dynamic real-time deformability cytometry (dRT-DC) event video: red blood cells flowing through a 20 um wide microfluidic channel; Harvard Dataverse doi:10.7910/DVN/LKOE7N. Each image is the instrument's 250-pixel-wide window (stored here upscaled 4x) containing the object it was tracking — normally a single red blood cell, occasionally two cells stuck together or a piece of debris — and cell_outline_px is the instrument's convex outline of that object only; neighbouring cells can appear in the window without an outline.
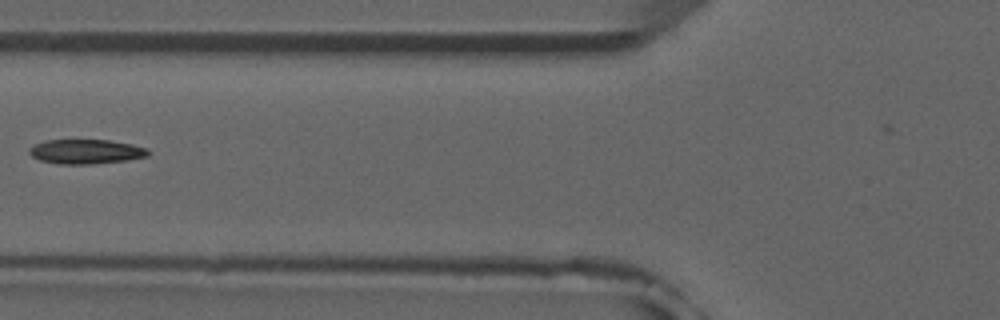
{"species": "common noctule bat (a hibernating species)", "species_latin": "Nyctalus noctula", "temperature_condition": "room temperature", "stored_images_in_passage": 6, "camera_frame_rate_fps": 3000, "um_per_image_px": 0.085, "animal": {"sex": "male", "forearm_length_mm": 52.5}, "frame": {"image": 1, "passage_image": 6, "time_ms": 6.667, "image_size_px": [1000, 320], "cell_outline_px": [[152, 152], [148, 156], [124, 160], [92, 164], [60, 164], [40, 160], [32, 156], [28, 152], [28, 148], [44, 140], [108, 140], [132, 144], [148, 148]], "centroid_in_image_um": [7.32, 12.88], "position_along_channel_um": 118.5, "area_um2": 16.99}}